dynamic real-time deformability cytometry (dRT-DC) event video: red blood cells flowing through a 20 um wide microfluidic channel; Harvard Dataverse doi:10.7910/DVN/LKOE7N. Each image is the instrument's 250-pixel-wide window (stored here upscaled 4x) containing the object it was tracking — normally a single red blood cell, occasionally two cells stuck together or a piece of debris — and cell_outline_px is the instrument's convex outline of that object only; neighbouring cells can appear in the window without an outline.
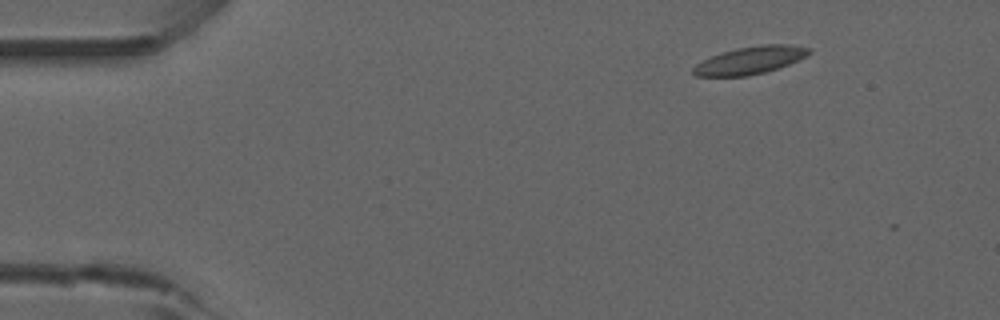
{"species": "common noctule bat (a hibernating species)", "species_latin": "Nyctalus noctula", "temperature_condition": "room temperature", "stored_images_in_passage": 7, "camera_frame_rate_fps": 3000, "um_per_image_px": 0.085, "animal": {"sex": "male", "forearm_length_mm": 52.5}, "frame": {"image": 1, "passage_image": 1, "time_ms": 0.0, "image_size_px": [1000, 320], "cell_outline_px": [[812, 52], [788, 64], [764, 72], [748, 76], [696, 76], [692, 72], [692, 68], [696, 64], [712, 56], [736, 48], [764, 44], [788, 44], [812, 48]], "centroid_in_image_um": [63.76, 5.12], "position_along_channel_um": 21.2, "area_um2": 18.32}}